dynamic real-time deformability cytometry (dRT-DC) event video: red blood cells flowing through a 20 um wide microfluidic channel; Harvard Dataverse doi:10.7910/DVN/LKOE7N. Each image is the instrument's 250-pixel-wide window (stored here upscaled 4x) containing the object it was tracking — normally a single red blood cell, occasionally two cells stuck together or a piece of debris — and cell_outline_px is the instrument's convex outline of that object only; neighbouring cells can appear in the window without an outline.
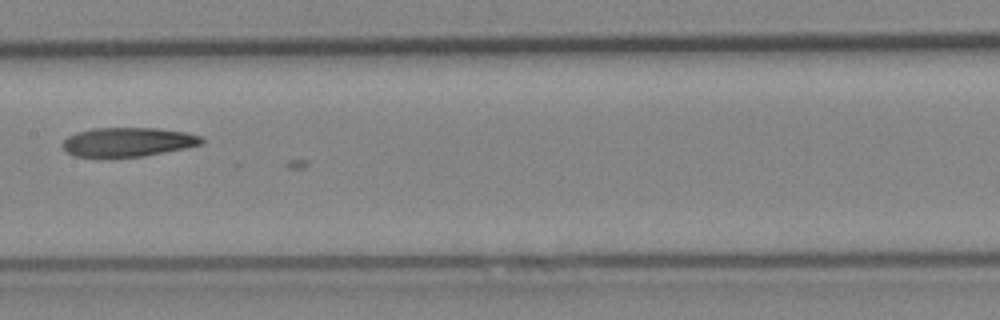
{"species": "Egyptian fruit bat (a non-hibernating species)", "species_latin": "Rousettus aegyptiacus", "temperature_condition": "cold", "stored_images_in_passage": 10, "camera_frame_rate_fps": 3000, "um_per_image_px": 0.085, "animal": {"sex": "female"}, "frame": {"image": 1, "passage_image": 9, "time_ms": 2.667, "image_size_px": [1000, 320], "cell_outline_px": [[204, 144], [188, 148], [144, 156], [76, 156], [68, 152], [60, 144], [68, 136], [76, 132], [92, 128], [156, 128], [188, 132], [200, 136], [204, 140]], "centroid_in_image_um": [10.92, 12.05], "position_along_channel_um": 196.5, "area_um2": 23.58}}